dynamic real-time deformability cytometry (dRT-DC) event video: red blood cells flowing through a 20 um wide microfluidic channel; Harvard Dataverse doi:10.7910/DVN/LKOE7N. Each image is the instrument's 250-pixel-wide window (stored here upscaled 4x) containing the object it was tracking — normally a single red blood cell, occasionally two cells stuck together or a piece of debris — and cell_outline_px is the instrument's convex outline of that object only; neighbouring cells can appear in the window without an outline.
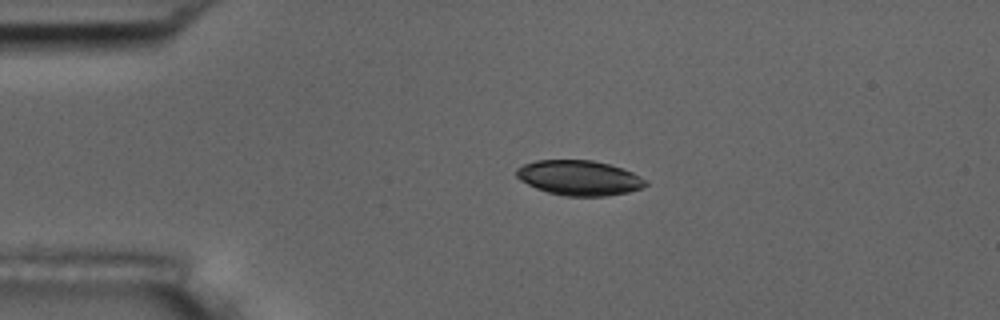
{"species": "common noctule bat (a hibernating species)", "species_latin": "Nyctalus noctula", "temperature_condition": "room temperature", "stored_images_in_passage": 2, "camera_frame_rate_fps": 3000, "um_per_image_px": 0.085, "animal": {"sex": "male", "body_mass_g": 17.5, "forearm_length_mm": 52.3}, "frame": {"image": 1, "passage_image": 1, "time_ms": 0.0, "image_size_px": [1000, 320], "cell_outline_px": [[648, 184], [640, 188], [628, 192], [604, 196], [564, 196], [548, 192], [536, 188], [520, 180], [516, 176], [516, 168], [524, 164], [536, 160], [592, 160], [608, 164], [632, 172], [648, 180]], "centroid_in_image_um": [49.22, 15.12], "position_along_channel_um": 35.8, "area_um2": 26.24}}